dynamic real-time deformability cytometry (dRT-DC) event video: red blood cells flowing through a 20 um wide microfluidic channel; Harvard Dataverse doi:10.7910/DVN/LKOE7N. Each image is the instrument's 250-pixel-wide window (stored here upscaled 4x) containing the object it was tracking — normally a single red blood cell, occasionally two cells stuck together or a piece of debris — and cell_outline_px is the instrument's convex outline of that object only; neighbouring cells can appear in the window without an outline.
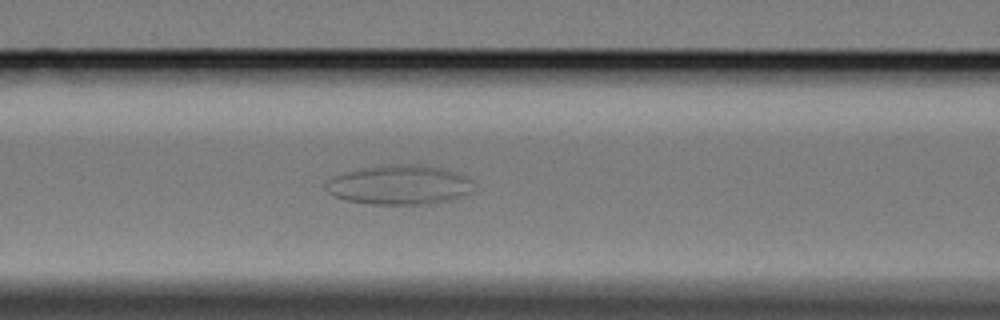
{"species": "Egyptian fruit bat (a non-hibernating species)", "species_latin": "Rousettus aegyptiacus", "temperature_condition": "cold", "stored_images_in_passage": 45, "camera_frame_rate_fps": 3000, "um_per_image_px": 0.085, "animal": {"sex": "female"}, "frame": {"image": 1, "passage_image": 12, "time_ms": 3.667, "image_size_px": [1000, 320], "cell_outline_px": [[472, 192], [464, 196], [440, 204], [368, 204], [344, 200], [328, 192], [324, 188], [324, 184], [328, 180], [336, 176], [352, 172], [372, 168], [432, 168], [464, 176], [472, 180]], "centroid_in_image_um": [33.96, 15.83], "position_along_channel_um": 132.6, "area_um2": 32.08}}
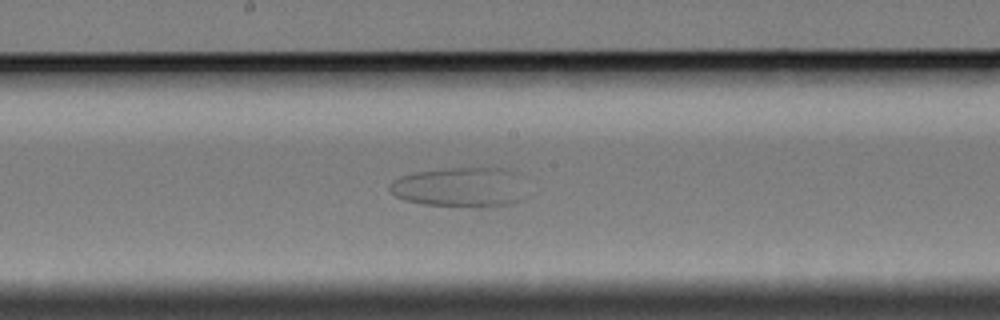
{"frame": {"image": 2, "passage_image": 20, "time_ms": 6.333, "image_size_px": [1000, 320], "cell_outline_px": [[520, 200], [512, 204], [480, 208], [424, 204], [404, 200], [396, 196], [388, 188], [388, 184], [404, 176], [420, 172], [460, 168], [496, 168]], "centroid_in_image_um": [38.75, 15.99], "position_along_channel_um": 209.5, "area_um2": 28.73}}
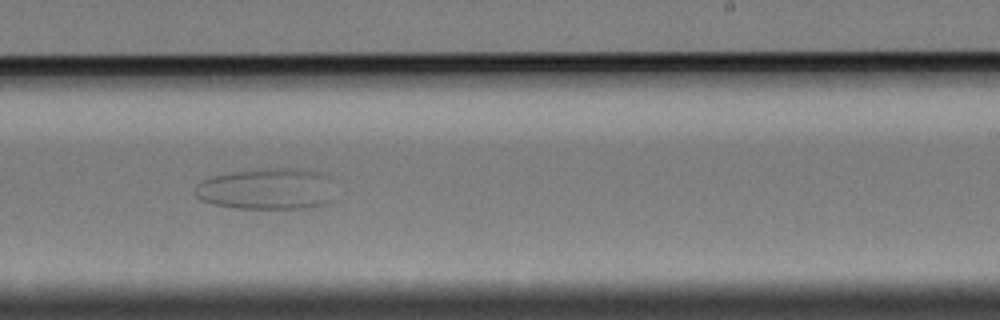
{"frame": {"image": 3, "passage_image": 26, "time_ms": 8.333, "image_size_px": [1000, 320], "cell_outline_px": [[332, 200], [328, 204], [308, 208], [236, 208], [212, 204], [200, 200], [196, 196], [196, 188], [204, 180], [212, 176], [236, 172], [288, 168], [316, 172]], "centroid_in_image_um": [22.53, 16.11], "position_along_channel_um": 266.5, "area_um2": 31.91}}